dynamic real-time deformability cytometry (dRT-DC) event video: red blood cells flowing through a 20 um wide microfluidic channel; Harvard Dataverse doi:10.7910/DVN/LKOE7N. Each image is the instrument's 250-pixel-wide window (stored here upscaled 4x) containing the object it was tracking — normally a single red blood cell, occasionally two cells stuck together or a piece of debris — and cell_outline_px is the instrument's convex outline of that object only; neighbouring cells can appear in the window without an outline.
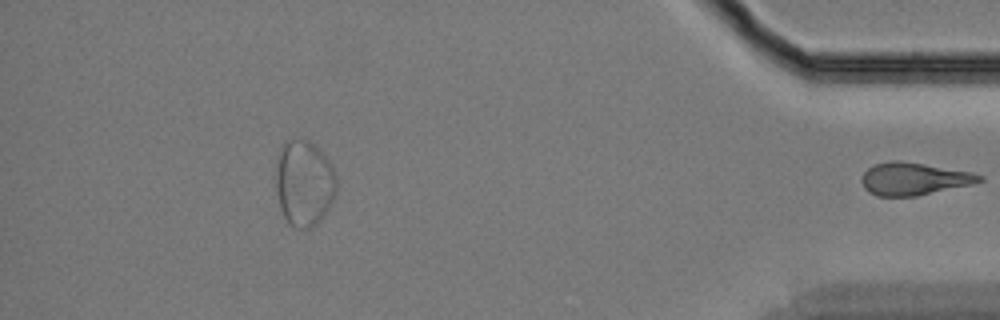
{"species": "Egyptian fruit bat (a non-hibernating species)", "species_latin": "Rousettus aegyptiacus", "temperature_condition": "cold", "stored_images_in_passage": 53, "segment_of_instrument_passage": [2, 2], "camera_frame_rate_fps": 3000, "um_per_image_px": 0.085, "animal": {"sex": "female"}, "frame": {"image": 1, "passage_image": 53, "time_ms": 17.333, "image_size_px": [1000, 320], "cell_outline_px": [[984, 180], [972, 184], [916, 196], [876, 196], [868, 192], [864, 188], [860, 180], [864, 172], [872, 164], [892, 160], [896, 160], [972, 172], [984, 176]], "centroid_in_image_um": [77.64, 15.2], "position_along_channel_um": 357.6, "area_um2": 22.25}}